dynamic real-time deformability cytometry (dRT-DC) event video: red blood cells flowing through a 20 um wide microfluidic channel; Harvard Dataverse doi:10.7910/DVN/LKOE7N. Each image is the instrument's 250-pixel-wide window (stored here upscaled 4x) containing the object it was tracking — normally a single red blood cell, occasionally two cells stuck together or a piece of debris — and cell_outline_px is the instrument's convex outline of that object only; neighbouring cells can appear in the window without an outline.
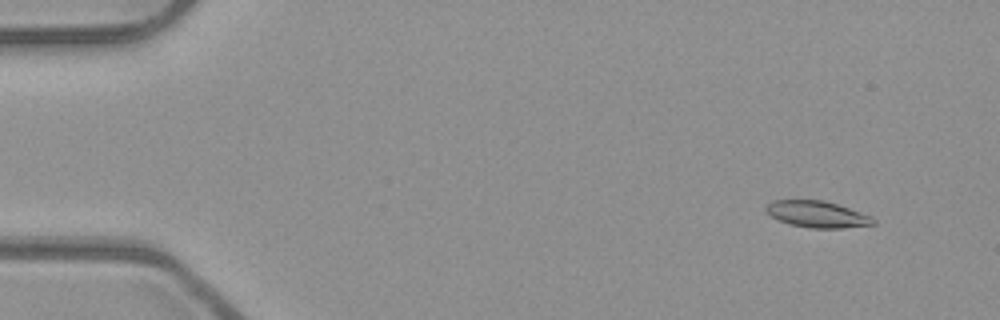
{"species": "common noctule bat (a hibernating species)", "species_latin": "Nyctalus noctula", "temperature_condition": "room temperature", "stored_images_in_passage": 53, "camera_frame_rate_fps": 3000, "um_per_image_px": 0.085, "animal": {"sex": "male", "body_mass_g": 23.1, "forearm_length_mm": 52.7}, "frame": {"image": 1, "passage_image": 5, "time_ms": 1.333, "image_size_px": [1000, 320], "cell_outline_px": [[876, 224], [844, 228], [812, 228], [792, 224], [780, 220], [772, 216], [764, 208], [772, 200], [824, 200], [872, 216], [876, 220]], "centroid_in_image_um": [69.5, 18.21], "position_along_channel_um": 15.5, "area_um2": 16.36}}
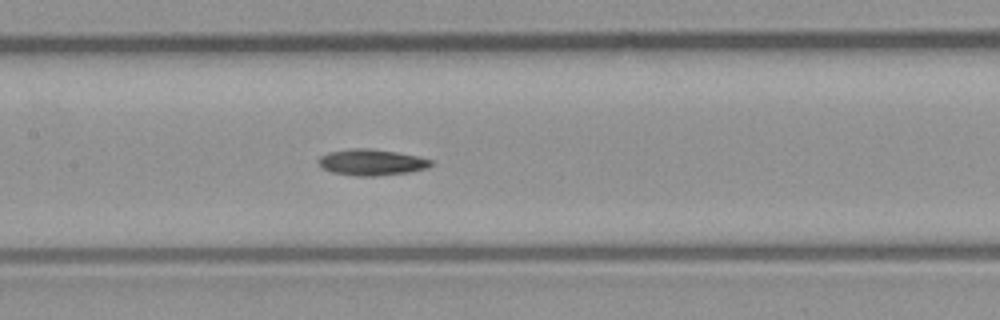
{"frame": {"image": 2, "passage_image": 26, "time_ms": 8.333, "image_size_px": [1000, 320], "cell_outline_px": [[432, 164], [428, 168], [408, 172], [376, 176], [356, 176], [332, 172], [320, 168], [316, 160], [320, 156], [328, 152], [352, 148], [372, 148], [420, 156], [432, 160]], "centroid_in_image_um": [31.55, 13.79], "position_along_channel_um": 175.9, "area_um2": 17.4}}
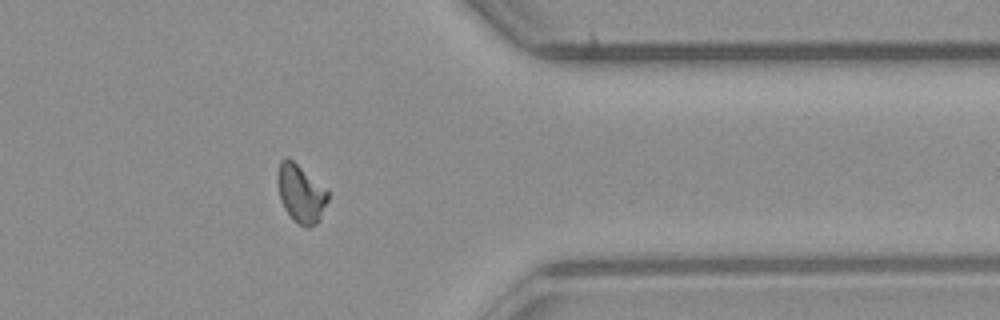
{"frame": {"image": 3, "passage_image": 43, "time_ms": 14.0, "image_size_px": [1000, 320], "cell_outline_px": [[328, 200], [320, 220], [316, 224], [308, 228], [304, 228], [284, 208], [280, 200], [276, 180], [276, 176], [280, 160], [284, 156], [288, 156], [328, 188]], "centroid_in_image_um": [25.57, 16.39], "position_along_channel_um": 385.8, "area_um2": 17.46}, "authors_computed_cell_mechanics": {"area_um2": 16.7042, "velocity_mm_per_s": 3.9555, "shape_relaxation_time_tau1_ms": 11.3639, "shape_relaxation_time_tau2_ms": null, "deformation_change_tau1": 0.2247, "deformation_change_tau2": null}}